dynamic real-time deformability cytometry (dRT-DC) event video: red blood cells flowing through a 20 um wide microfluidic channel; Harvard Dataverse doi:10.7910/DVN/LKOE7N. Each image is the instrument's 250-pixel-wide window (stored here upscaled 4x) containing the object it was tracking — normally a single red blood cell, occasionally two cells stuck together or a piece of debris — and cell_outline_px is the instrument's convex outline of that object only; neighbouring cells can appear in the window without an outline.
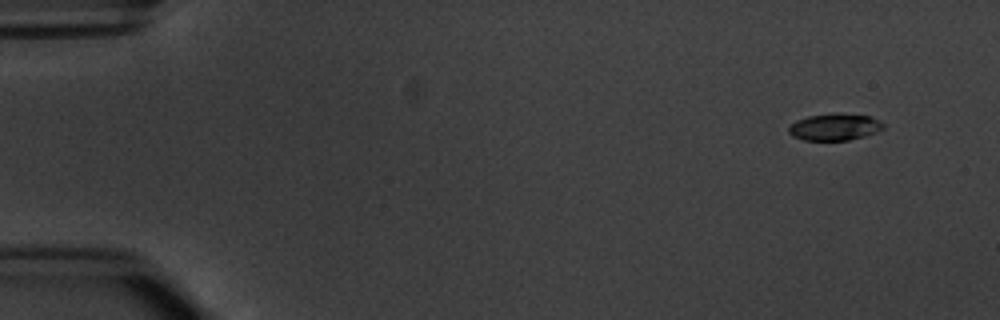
{"species": "common noctule bat (a hibernating species)", "species_latin": "Nyctalus noctula", "temperature_condition": "warm", "stored_images_in_passage": 8, "camera_frame_rate_fps": 3000, "um_per_image_px": 0.085, "animal": {"sex": "male", "body_mass_g": 20.1, "forearm_length_mm": 53.5}, "frame": {"image": 1, "passage_image": 2, "time_ms": 1.0, "image_size_px": [1000, 320], "cell_outline_px": [[884, 128], [876, 132], [864, 136], [848, 140], [804, 140], [792, 136], [788, 132], [788, 128], [796, 120], [808, 116], [832, 112], [836, 112], [868, 116], [880, 120], [884, 124]], "centroid_in_image_um": [70.94, 10.78], "position_along_channel_um": 14.1, "area_um2": 14.91}}